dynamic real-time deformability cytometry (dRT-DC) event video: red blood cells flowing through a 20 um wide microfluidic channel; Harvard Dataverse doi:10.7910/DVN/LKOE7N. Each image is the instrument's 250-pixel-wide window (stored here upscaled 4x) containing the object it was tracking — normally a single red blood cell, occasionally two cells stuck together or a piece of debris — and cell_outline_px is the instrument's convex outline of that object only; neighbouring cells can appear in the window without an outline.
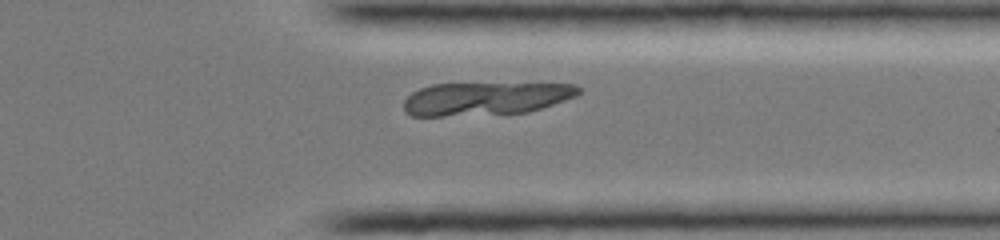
{"species": "common noctule bat (a hibernating species)", "species_latin": "Nyctalus noctula", "temperature_condition": "cold", "stored_images_in_passage": 30, "camera_frame_rate_fps": 3000, "um_per_image_px": 0.085, "animal": {"sex": "female", "body_mass_g": 19.0, "forearm_length_mm": 51.5}, "frame": {"image": 1, "passage_image": 25, "time_ms": 8.0, "image_size_px": [1000, 240], "cell_outline_px": [[580, 92], [576, 96], [528, 112], [444, 116], [412, 116], [404, 112], [404, 100], [412, 92], [420, 88], [432, 84], [576, 84], [580, 88]], "centroid_in_image_um": [41.22, 8.38], "position_along_channel_um": 370.2, "area_um2": 33.29}}